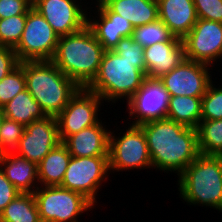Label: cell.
Instances as JSON below:
<instances>
[{"mask_svg":"<svg viewBox=\"0 0 222 222\" xmlns=\"http://www.w3.org/2000/svg\"><path fill=\"white\" fill-rule=\"evenodd\" d=\"M148 145L152 168L179 176L199 155L197 129L170 119L140 124Z\"/></svg>","mask_w":222,"mask_h":222,"instance_id":"1","label":"cell"},{"mask_svg":"<svg viewBox=\"0 0 222 222\" xmlns=\"http://www.w3.org/2000/svg\"><path fill=\"white\" fill-rule=\"evenodd\" d=\"M105 50L86 25L60 36L52 62L79 87L86 88L96 77Z\"/></svg>","mask_w":222,"mask_h":222,"instance_id":"2","label":"cell"},{"mask_svg":"<svg viewBox=\"0 0 222 222\" xmlns=\"http://www.w3.org/2000/svg\"><path fill=\"white\" fill-rule=\"evenodd\" d=\"M146 78L145 61H129L105 51L96 77L86 88L112 104L119 99L128 101Z\"/></svg>","mask_w":222,"mask_h":222,"instance_id":"3","label":"cell"},{"mask_svg":"<svg viewBox=\"0 0 222 222\" xmlns=\"http://www.w3.org/2000/svg\"><path fill=\"white\" fill-rule=\"evenodd\" d=\"M26 89L46 116L56 117L80 88L51 60L24 61Z\"/></svg>","mask_w":222,"mask_h":222,"instance_id":"4","label":"cell"},{"mask_svg":"<svg viewBox=\"0 0 222 222\" xmlns=\"http://www.w3.org/2000/svg\"><path fill=\"white\" fill-rule=\"evenodd\" d=\"M177 178L183 202L222 213V156L200 154Z\"/></svg>","mask_w":222,"mask_h":222,"instance_id":"5","label":"cell"},{"mask_svg":"<svg viewBox=\"0 0 222 222\" xmlns=\"http://www.w3.org/2000/svg\"><path fill=\"white\" fill-rule=\"evenodd\" d=\"M41 222H80L77 218L94 209L83 195L57 186H39L33 193Z\"/></svg>","mask_w":222,"mask_h":222,"instance_id":"6","label":"cell"},{"mask_svg":"<svg viewBox=\"0 0 222 222\" xmlns=\"http://www.w3.org/2000/svg\"><path fill=\"white\" fill-rule=\"evenodd\" d=\"M128 128L122 136L110 131L109 135V171H129L133 169H150L152 162L148 152L146 135L140 125H132L128 122ZM114 134V135H113Z\"/></svg>","mask_w":222,"mask_h":222,"instance_id":"7","label":"cell"},{"mask_svg":"<svg viewBox=\"0 0 222 222\" xmlns=\"http://www.w3.org/2000/svg\"><path fill=\"white\" fill-rule=\"evenodd\" d=\"M109 175L108 156H71L60 186L80 193L95 206L98 203L97 192L104 186L102 183L106 182Z\"/></svg>","mask_w":222,"mask_h":222,"instance_id":"8","label":"cell"},{"mask_svg":"<svg viewBox=\"0 0 222 222\" xmlns=\"http://www.w3.org/2000/svg\"><path fill=\"white\" fill-rule=\"evenodd\" d=\"M59 36L33 7L28 11L21 39L14 48L19 62L52 60Z\"/></svg>","mask_w":222,"mask_h":222,"instance_id":"9","label":"cell"},{"mask_svg":"<svg viewBox=\"0 0 222 222\" xmlns=\"http://www.w3.org/2000/svg\"><path fill=\"white\" fill-rule=\"evenodd\" d=\"M102 103L104 102L99 95L80 87L56 116L60 141L63 142L68 136L98 124L101 121L98 112Z\"/></svg>","mask_w":222,"mask_h":222,"instance_id":"10","label":"cell"},{"mask_svg":"<svg viewBox=\"0 0 222 222\" xmlns=\"http://www.w3.org/2000/svg\"><path fill=\"white\" fill-rule=\"evenodd\" d=\"M186 59L214 67L222 60V23L198 18L182 39ZM219 59V60H218Z\"/></svg>","mask_w":222,"mask_h":222,"instance_id":"11","label":"cell"},{"mask_svg":"<svg viewBox=\"0 0 222 222\" xmlns=\"http://www.w3.org/2000/svg\"><path fill=\"white\" fill-rule=\"evenodd\" d=\"M210 67L213 66L185 58L169 73L162 75L159 81L163 84L170 97H202L213 80Z\"/></svg>","mask_w":222,"mask_h":222,"instance_id":"12","label":"cell"},{"mask_svg":"<svg viewBox=\"0 0 222 222\" xmlns=\"http://www.w3.org/2000/svg\"><path fill=\"white\" fill-rule=\"evenodd\" d=\"M79 1L32 0V7L46 19L60 37L78 32L87 25V9L89 8L82 4V0ZM80 4L86 8L83 9Z\"/></svg>","mask_w":222,"mask_h":222,"instance_id":"13","label":"cell"},{"mask_svg":"<svg viewBox=\"0 0 222 222\" xmlns=\"http://www.w3.org/2000/svg\"><path fill=\"white\" fill-rule=\"evenodd\" d=\"M170 95L163 87L159 79L146 78L142 87L128 100L127 111L130 124L140 125L142 123L165 119L168 110ZM132 117V118H131Z\"/></svg>","mask_w":222,"mask_h":222,"instance_id":"14","label":"cell"},{"mask_svg":"<svg viewBox=\"0 0 222 222\" xmlns=\"http://www.w3.org/2000/svg\"><path fill=\"white\" fill-rule=\"evenodd\" d=\"M59 143L61 141L56 117L45 116L25 126L14 153L38 164Z\"/></svg>","mask_w":222,"mask_h":222,"instance_id":"15","label":"cell"},{"mask_svg":"<svg viewBox=\"0 0 222 222\" xmlns=\"http://www.w3.org/2000/svg\"><path fill=\"white\" fill-rule=\"evenodd\" d=\"M94 5H96L94 8H97L94 13L97 19L91 14L87 16V26L92 30L105 51H113L123 37L133 35L134 27L130 20L112 13L102 2Z\"/></svg>","mask_w":222,"mask_h":222,"instance_id":"16","label":"cell"},{"mask_svg":"<svg viewBox=\"0 0 222 222\" xmlns=\"http://www.w3.org/2000/svg\"><path fill=\"white\" fill-rule=\"evenodd\" d=\"M185 58L183 41L174 36L169 41L147 46L144 48L146 76L150 79H159Z\"/></svg>","mask_w":222,"mask_h":222,"instance_id":"17","label":"cell"},{"mask_svg":"<svg viewBox=\"0 0 222 222\" xmlns=\"http://www.w3.org/2000/svg\"><path fill=\"white\" fill-rule=\"evenodd\" d=\"M106 126L101 120L96 125L68 136L62 143L73 157L108 156L111 130Z\"/></svg>","mask_w":222,"mask_h":222,"instance_id":"18","label":"cell"},{"mask_svg":"<svg viewBox=\"0 0 222 222\" xmlns=\"http://www.w3.org/2000/svg\"><path fill=\"white\" fill-rule=\"evenodd\" d=\"M157 4L159 20L181 40L198 20L193 0H157Z\"/></svg>","mask_w":222,"mask_h":222,"instance_id":"19","label":"cell"},{"mask_svg":"<svg viewBox=\"0 0 222 222\" xmlns=\"http://www.w3.org/2000/svg\"><path fill=\"white\" fill-rule=\"evenodd\" d=\"M0 168L5 177L21 192L34 193L39 187L38 170L35 162L14 152L0 155Z\"/></svg>","mask_w":222,"mask_h":222,"instance_id":"20","label":"cell"},{"mask_svg":"<svg viewBox=\"0 0 222 222\" xmlns=\"http://www.w3.org/2000/svg\"><path fill=\"white\" fill-rule=\"evenodd\" d=\"M112 13L130 20L135 28L159 19L157 0H102Z\"/></svg>","mask_w":222,"mask_h":222,"instance_id":"21","label":"cell"},{"mask_svg":"<svg viewBox=\"0 0 222 222\" xmlns=\"http://www.w3.org/2000/svg\"><path fill=\"white\" fill-rule=\"evenodd\" d=\"M70 159L67 147L59 143L37 164L39 186L61 185Z\"/></svg>","mask_w":222,"mask_h":222,"instance_id":"22","label":"cell"},{"mask_svg":"<svg viewBox=\"0 0 222 222\" xmlns=\"http://www.w3.org/2000/svg\"><path fill=\"white\" fill-rule=\"evenodd\" d=\"M1 109L6 118L14 120L24 126L46 116L40 105L27 89L18 93L12 100L2 106Z\"/></svg>","mask_w":222,"mask_h":222,"instance_id":"23","label":"cell"},{"mask_svg":"<svg viewBox=\"0 0 222 222\" xmlns=\"http://www.w3.org/2000/svg\"><path fill=\"white\" fill-rule=\"evenodd\" d=\"M201 103L202 97H170L166 118L196 129L201 121Z\"/></svg>","mask_w":222,"mask_h":222,"instance_id":"24","label":"cell"},{"mask_svg":"<svg viewBox=\"0 0 222 222\" xmlns=\"http://www.w3.org/2000/svg\"><path fill=\"white\" fill-rule=\"evenodd\" d=\"M3 222H41L33 193H20L0 213Z\"/></svg>","mask_w":222,"mask_h":222,"instance_id":"25","label":"cell"},{"mask_svg":"<svg viewBox=\"0 0 222 222\" xmlns=\"http://www.w3.org/2000/svg\"><path fill=\"white\" fill-rule=\"evenodd\" d=\"M196 129L199 153L222 156V119L201 120Z\"/></svg>","mask_w":222,"mask_h":222,"instance_id":"26","label":"cell"},{"mask_svg":"<svg viewBox=\"0 0 222 222\" xmlns=\"http://www.w3.org/2000/svg\"><path fill=\"white\" fill-rule=\"evenodd\" d=\"M132 36L134 41L144 48L157 42L169 41L173 37L168 27L159 19L153 23L135 27Z\"/></svg>","mask_w":222,"mask_h":222,"instance_id":"27","label":"cell"},{"mask_svg":"<svg viewBox=\"0 0 222 222\" xmlns=\"http://www.w3.org/2000/svg\"><path fill=\"white\" fill-rule=\"evenodd\" d=\"M26 89L24 62L13 69L0 81V108Z\"/></svg>","mask_w":222,"mask_h":222,"instance_id":"28","label":"cell"},{"mask_svg":"<svg viewBox=\"0 0 222 222\" xmlns=\"http://www.w3.org/2000/svg\"><path fill=\"white\" fill-rule=\"evenodd\" d=\"M27 15L0 19V45L15 48L24 31Z\"/></svg>","mask_w":222,"mask_h":222,"instance_id":"29","label":"cell"},{"mask_svg":"<svg viewBox=\"0 0 222 222\" xmlns=\"http://www.w3.org/2000/svg\"><path fill=\"white\" fill-rule=\"evenodd\" d=\"M219 119H222V86L218 87L211 81L202 96L201 120Z\"/></svg>","mask_w":222,"mask_h":222,"instance_id":"30","label":"cell"},{"mask_svg":"<svg viewBox=\"0 0 222 222\" xmlns=\"http://www.w3.org/2000/svg\"><path fill=\"white\" fill-rule=\"evenodd\" d=\"M24 130L23 124L4 117L0 129V155L17 149Z\"/></svg>","mask_w":222,"mask_h":222,"instance_id":"31","label":"cell"},{"mask_svg":"<svg viewBox=\"0 0 222 222\" xmlns=\"http://www.w3.org/2000/svg\"><path fill=\"white\" fill-rule=\"evenodd\" d=\"M113 51L129 61H144V47L133 36L123 37Z\"/></svg>","mask_w":222,"mask_h":222,"instance_id":"32","label":"cell"},{"mask_svg":"<svg viewBox=\"0 0 222 222\" xmlns=\"http://www.w3.org/2000/svg\"><path fill=\"white\" fill-rule=\"evenodd\" d=\"M197 16L222 23V0H193Z\"/></svg>","mask_w":222,"mask_h":222,"instance_id":"33","label":"cell"},{"mask_svg":"<svg viewBox=\"0 0 222 222\" xmlns=\"http://www.w3.org/2000/svg\"><path fill=\"white\" fill-rule=\"evenodd\" d=\"M32 8V0H0V19L27 15Z\"/></svg>","mask_w":222,"mask_h":222,"instance_id":"34","label":"cell"},{"mask_svg":"<svg viewBox=\"0 0 222 222\" xmlns=\"http://www.w3.org/2000/svg\"><path fill=\"white\" fill-rule=\"evenodd\" d=\"M13 48L0 45V81L19 65Z\"/></svg>","mask_w":222,"mask_h":222,"instance_id":"35","label":"cell"},{"mask_svg":"<svg viewBox=\"0 0 222 222\" xmlns=\"http://www.w3.org/2000/svg\"><path fill=\"white\" fill-rule=\"evenodd\" d=\"M21 192L5 177L0 168V213Z\"/></svg>","mask_w":222,"mask_h":222,"instance_id":"36","label":"cell"},{"mask_svg":"<svg viewBox=\"0 0 222 222\" xmlns=\"http://www.w3.org/2000/svg\"><path fill=\"white\" fill-rule=\"evenodd\" d=\"M4 114H3V111L2 109L0 108V129H1V126H2V123H3V119H4Z\"/></svg>","mask_w":222,"mask_h":222,"instance_id":"37","label":"cell"}]
</instances>
